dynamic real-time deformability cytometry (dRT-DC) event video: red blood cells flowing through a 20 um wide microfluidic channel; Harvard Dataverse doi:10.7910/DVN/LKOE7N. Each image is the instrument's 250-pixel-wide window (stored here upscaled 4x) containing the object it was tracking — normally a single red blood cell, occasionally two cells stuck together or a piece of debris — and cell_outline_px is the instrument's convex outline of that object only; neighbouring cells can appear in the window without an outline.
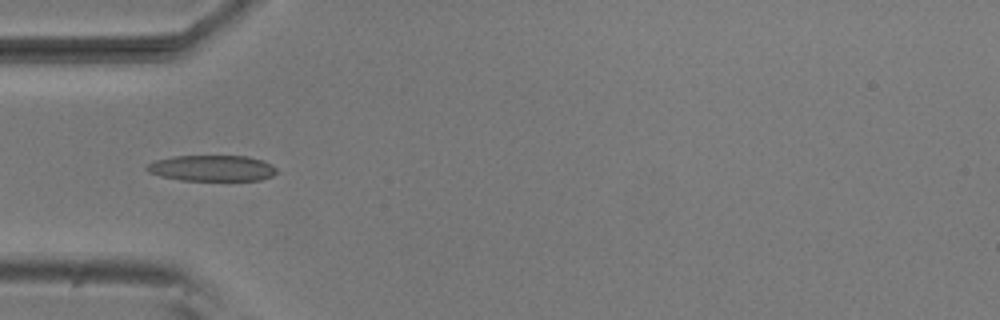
{"species": "common noctule bat (a hibernating species)", "species_latin": "Nyctalus noctula", "temperature_condition": "room temperature", "stored_images_in_passage": 7, "camera_frame_rate_fps": 3000, "um_per_image_px": 0.085, "animal": {"sex": "male", "body_mass_g": 20.5, "forearm_length_mm": 52.5}, "frame": {"image": 1, "passage_image": 5, "time_ms": 1.333, "image_size_px": [1000, 320], "cell_outline_px": [[276, 172], [272, 176], [260, 180], [180, 180], [160, 176], [148, 172], [144, 168], [148, 164], [156, 160], [172, 156], [248, 156], [272, 164], [276, 168]], "centroid_in_image_um": [17.99, 14.29], "position_along_channel_um": 67.0, "area_um2": 19.59}}
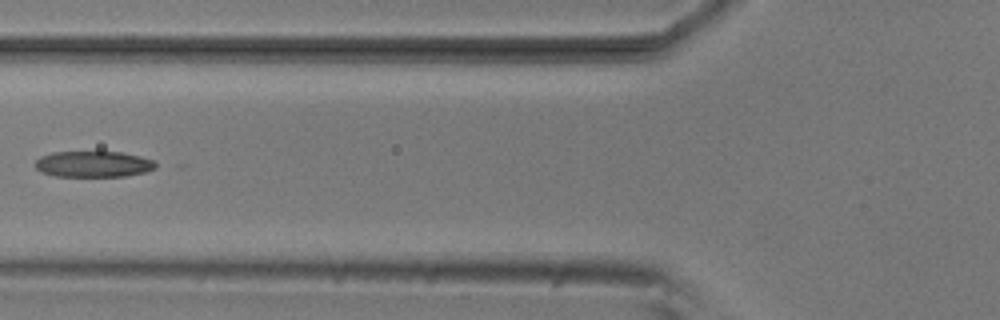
{"frame": {"image": 2, "passage_image": 6, "time_ms": 1.667, "image_size_px": [1000, 320], "cell_outline_px": [[164, 164], [156, 168], [144, 172], [124, 176], [56, 176], [40, 172], [36, 168], [36, 160], [40, 156], [52, 152], [120, 152], [140, 156], [156, 160]], "centroid_in_image_um": [8.01, 13.94], "position_along_channel_um": 117.8, "area_um2": 18.5}}
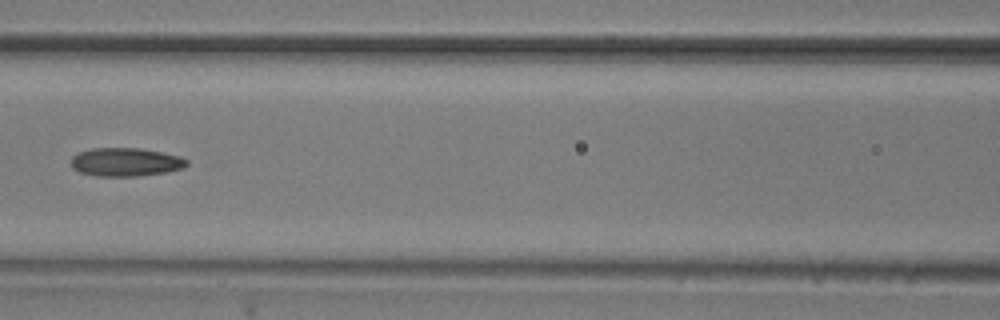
{"frame": {"image": 3, "passage_image": 7, "time_ms": 2.0, "image_size_px": [1000, 320], "cell_outline_px": [[188, 164], [184, 168], [164, 172], [136, 176], [96, 176], [80, 172], [72, 168], [72, 156], [80, 152], [92, 148], [140, 148], [180, 156], [188, 160]], "centroid_in_image_um": [10.68, 13.77], "position_along_channel_um": 155.9, "area_um2": 19.07}}